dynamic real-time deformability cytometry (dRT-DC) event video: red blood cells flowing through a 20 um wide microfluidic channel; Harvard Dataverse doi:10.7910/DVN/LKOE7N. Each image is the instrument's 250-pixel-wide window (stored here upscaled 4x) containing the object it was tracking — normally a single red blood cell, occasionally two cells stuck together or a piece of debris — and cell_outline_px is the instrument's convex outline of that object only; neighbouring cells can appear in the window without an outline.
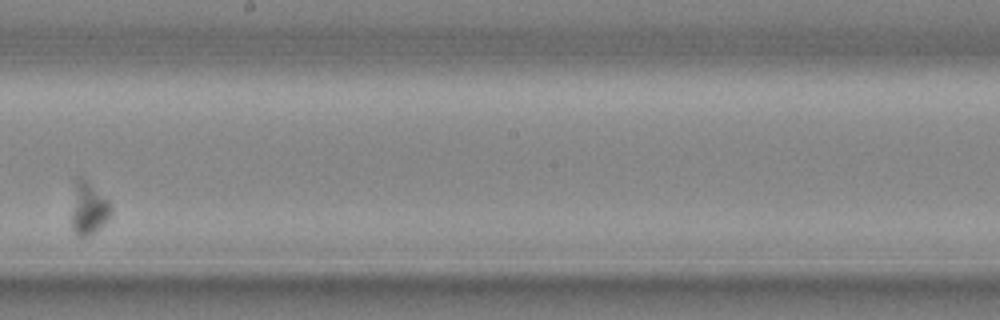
{"species": "common noctule bat (a hibernating species)", "species_latin": "Nyctalus noctula", "temperature_condition": "cold", "stored_images_in_passage": 20, "camera_frame_rate_fps": 3000, "um_per_image_px": 0.085, "animal": {"sex": "male", "body_mass_g": 20.4}, "frame": {"image": 1, "passage_image": 9, "time_ms": 2.667, "image_size_px": [1000, 320], "cell_outline_px": [[112, 212], [108, 220], [104, 224], [88, 236], [80, 236], [72, 228], [72, 212], [76, 176], [80, 176], [108, 200], [112, 204]], "centroid_in_image_um": [7.55, 17.73], "position_along_channel_um": 240.6, "area_um2": 11.73}}
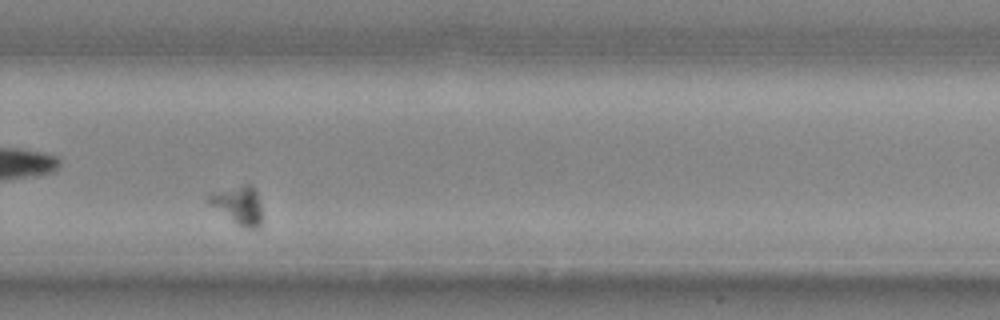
{"frame": {"image": 2, "passage_image": 12, "time_ms": 3.667, "image_size_px": [1000, 320], "cell_outline_px": [[260, 224], [256, 228], [244, 228], [236, 224], [208, 204], [204, 200], [212, 192], [244, 184], [248, 184], [256, 192], [260, 204]], "centroid_in_image_um": [20.19, 17.44], "position_along_channel_um": 309.6, "area_um2": 11.79}}
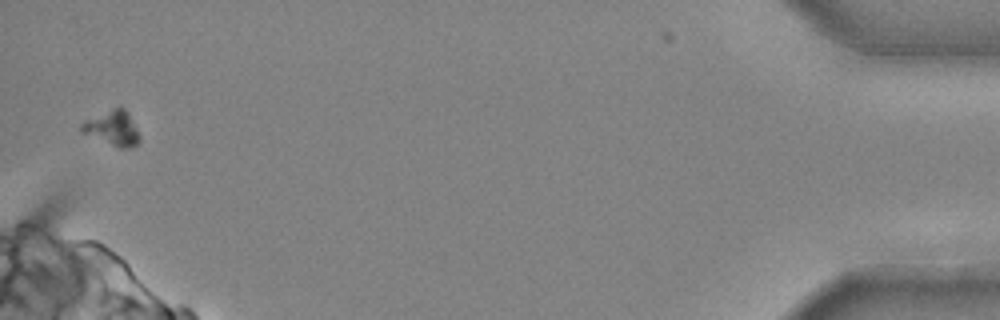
{"frame": {"image": 3, "passage_image": 20, "time_ms": 6.333, "image_size_px": [1000, 320], "cell_outline_px": [[140, 140], [136, 144], [128, 148], [120, 148], [80, 132], [80, 124], [84, 120], [112, 108], [124, 108], [128, 112], [140, 136]], "centroid_in_image_um": [9.54, 10.89], "position_along_channel_um": 425.7, "area_um2": 11.68}}